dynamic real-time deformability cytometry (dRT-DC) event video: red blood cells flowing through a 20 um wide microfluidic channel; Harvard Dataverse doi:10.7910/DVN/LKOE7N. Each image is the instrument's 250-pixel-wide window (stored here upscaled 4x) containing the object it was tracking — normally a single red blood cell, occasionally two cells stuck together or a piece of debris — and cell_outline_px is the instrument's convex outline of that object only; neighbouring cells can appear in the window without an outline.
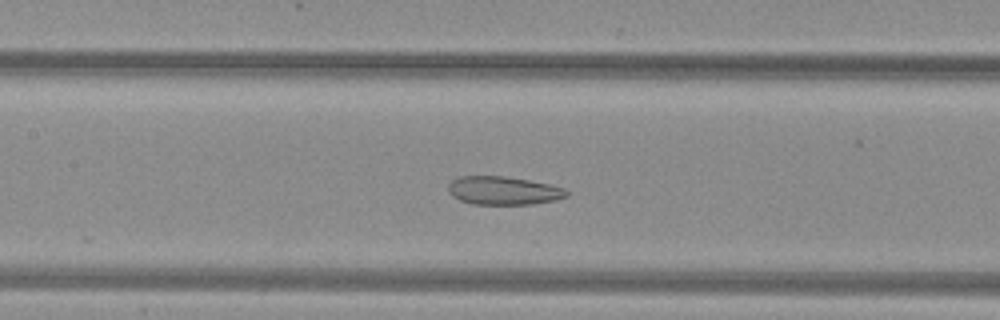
{"species": "common noctule bat (a hibernating species)", "species_latin": "Nyctalus noctula", "temperature_condition": "warm", "stored_images_in_passage": 46, "camera_frame_rate_fps": 3000, "um_per_image_px": 0.085, "animal": {"sex": "female", "body_mass_g": 29.2, "forearm_length_mm": 56.3}, "frame": {"image": 1, "passage_image": 19, "time_ms": 6.0, "image_size_px": [1000, 320], "cell_outline_px": [[568, 196], [556, 200], [532, 204], [472, 204], [460, 200], [452, 196], [448, 192], [448, 184], [452, 180], [460, 176], [504, 176], [528, 180], [548, 184], [564, 188], [568, 192]], "centroid_in_image_um": [42.77, 16.2], "position_along_channel_um": 164.6, "area_um2": 19.54}}
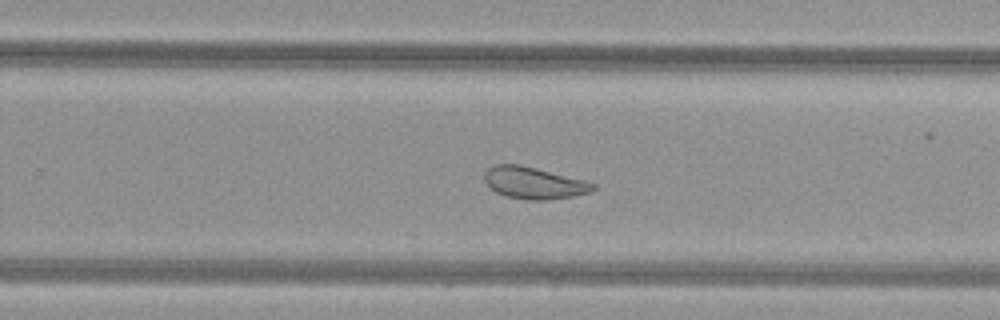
{"frame": {"image": 2, "passage_image": 28, "time_ms": 9.0, "image_size_px": [1000, 320], "cell_outline_px": [[596, 188], [588, 192], [572, 196], [548, 200], [528, 200], [508, 196], [496, 192], [484, 180], [484, 172], [488, 168], [496, 164], [520, 164], [588, 180], [596, 184]], "centroid_in_image_um": [45.41, 15.53], "position_along_channel_um": 284.4, "area_um2": 20.23}}
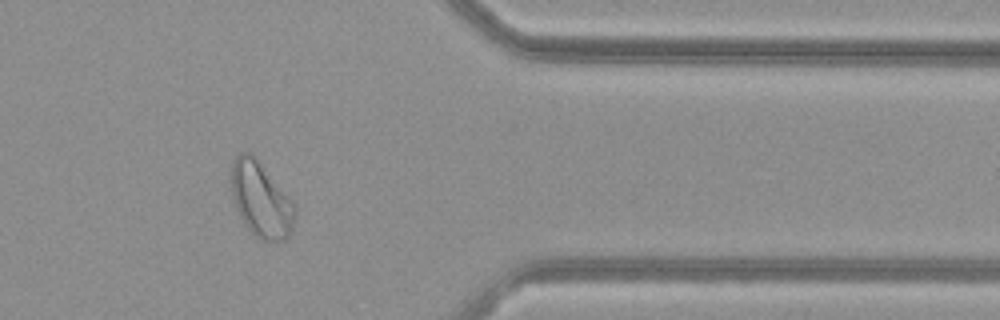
{"frame": {"image": 3, "passage_image": 37, "time_ms": 12.0, "image_size_px": [1000, 320], "cell_outline_px": [[296, 212], [292, 228], [288, 236], [284, 240], [260, 240], [244, 224], [236, 208], [232, 196], [228, 180], [232, 160], [240, 152], [252, 152], [256, 156], [296, 204]], "centroid_in_image_um": [22.15, 16.9], "position_along_channel_um": 389.3, "area_um2": 28.55}, "authors_computed_cell_mechanics": {"area_um2": 25.7499, "velocity_mm_per_s": 4.0086, "shape_relaxation_time_tau1_ms": null, "shape_relaxation_time_tau2_ms": 1.585, "deformation_change_tau1": null, "deformation_change_tau2": 0.0787}}